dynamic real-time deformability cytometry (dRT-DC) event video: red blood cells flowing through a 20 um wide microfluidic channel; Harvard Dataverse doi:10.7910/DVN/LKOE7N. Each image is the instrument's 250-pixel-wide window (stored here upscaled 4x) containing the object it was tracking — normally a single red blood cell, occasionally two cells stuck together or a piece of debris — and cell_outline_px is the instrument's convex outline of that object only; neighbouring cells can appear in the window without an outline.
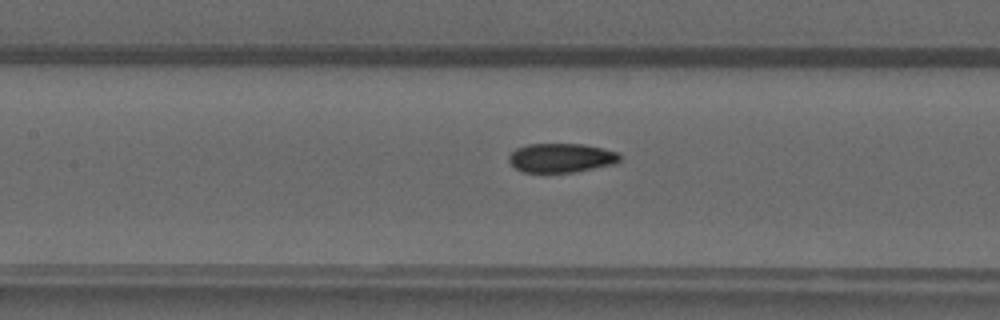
{"species": "common noctule bat (a hibernating species)", "species_latin": "Nyctalus noctula", "temperature_condition": "warm", "stored_images_in_passage": 49, "camera_frame_rate_fps": 3000, "um_per_image_px": 0.085, "animal": {"sex": "male", "forearm_length_mm": 52.5}, "frame": {"image": 1, "passage_image": 23, "time_ms": 7.333, "image_size_px": [1000, 320], "cell_outline_px": [[620, 160], [616, 164], [572, 172], [524, 172], [516, 168], [508, 160], [508, 156], [516, 148], [528, 144], [584, 144], [604, 148], [616, 152], [620, 156]], "centroid_in_image_um": [47.71, 13.41], "position_along_channel_um": 159.7, "area_um2": 18.79}}
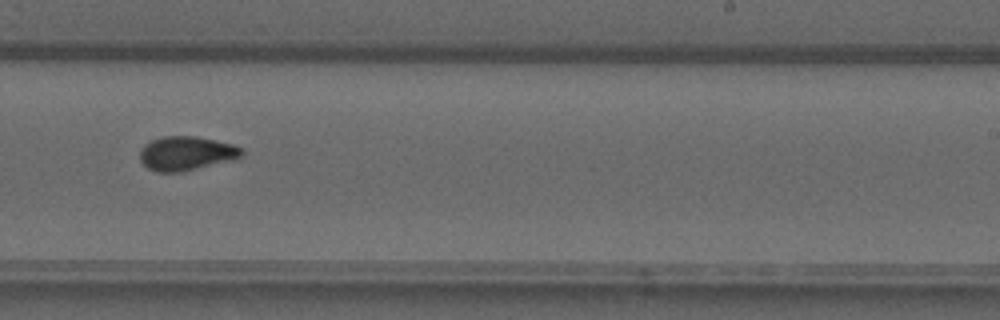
{"frame": {"image": 2, "passage_image": 31, "time_ms": 10.0, "image_size_px": [1000, 320], "cell_outline_px": [[244, 156], [236, 160], [180, 172], [156, 172], [148, 168], [140, 160], [140, 152], [144, 144], [152, 140], [164, 136], [196, 136], [232, 144], [240, 148], [244, 152]], "centroid_in_image_um": [15.86, 13.04], "position_along_channel_um": 273.1, "area_um2": 20.35}}
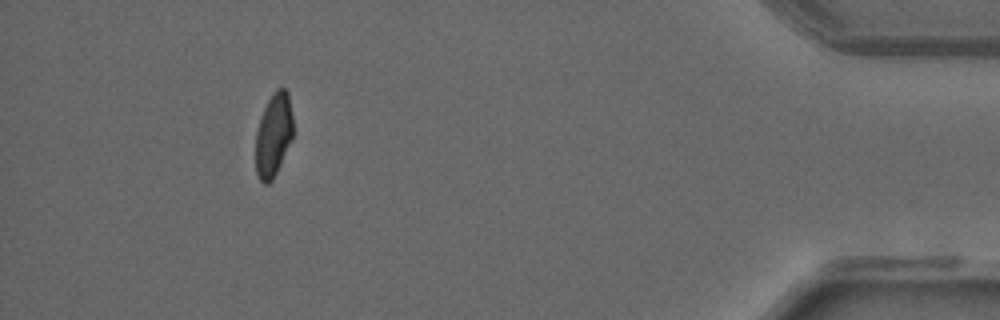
{"frame": {"image": 3, "passage_image": 45, "time_ms": 14.667, "image_size_px": [1000, 320], "cell_outline_px": [[292, 136], [276, 172], [272, 180], [268, 184], [264, 184], [260, 180], [256, 172], [256, 132], [264, 108], [272, 92], [276, 88], [284, 88], [288, 92], [292, 116]], "centroid_in_image_um": [23.23, 11.44], "position_along_channel_um": 412.0, "area_um2": 17.8}}